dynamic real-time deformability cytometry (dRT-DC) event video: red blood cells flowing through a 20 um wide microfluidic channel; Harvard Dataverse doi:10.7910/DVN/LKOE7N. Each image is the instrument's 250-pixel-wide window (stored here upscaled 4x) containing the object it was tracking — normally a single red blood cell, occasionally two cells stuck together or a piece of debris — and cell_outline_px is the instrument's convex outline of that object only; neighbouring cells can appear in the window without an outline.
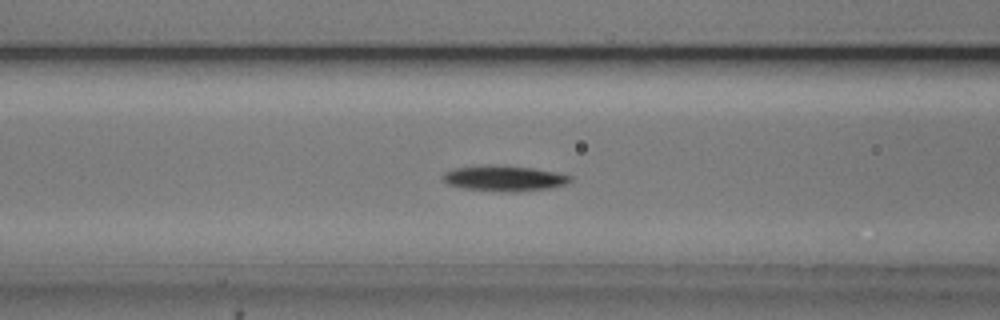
{"species": "common noctule bat (a hibernating species)", "species_latin": "Nyctalus noctula", "temperature_condition": "cold", "stored_images_in_passage": 54, "camera_frame_rate_fps": 3000, "um_per_image_px": 0.085, "animal": {"sex": "male", "body_mass_g": 20.5, "forearm_length_mm": 52.5}, "frame": {"image": 1, "passage_image": 22, "time_ms": 7.0, "image_size_px": [1000, 320], "cell_outline_px": [[572, 180], [564, 184], [548, 188], [504, 192], [460, 188], [448, 184], [440, 176], [444, 172], [452, 168], [480, 164], [504, 164], [560, 172], [572, 176]], "centroid_in_image_um": [42.79, 15.12], "position_along_channel_um": 123.8, "area_um2": 19.42}}
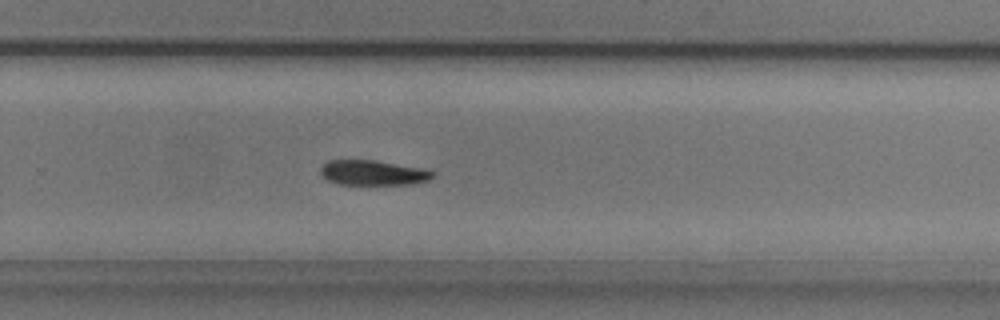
{"frame": {"image": 2, "passage_image": 36, "time_ms": 11.667, "image_size_px": [1000, 320], "cell_outline_px": [[436, 172], [428, 180], [408, 184], [340, 184], [328, 180], [320, 172], [320, 168], [328, 160], [376, 160], [424, 168]], "centroid_in_image_um": [31.72, 14.67], "position_along_channel_um": 298.1, "area_um2": 16.24}}
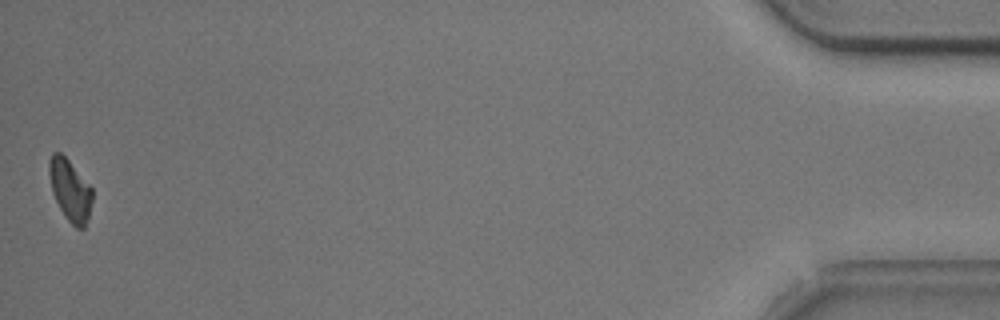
{"frame": {"image": 3, "passage_image": 54, "time_ms": 17.667, "image_size_px": [1000, 320], "cell_outline_px": [[92, 200], [88, 216], [84, 228], [76, 228], [64, 216], [52, 192], [48, 172], [48, 160], [52, 152], [60, 152], [68, 160], [92, 188]], "centroid_in_image_um": [5.93, 16.14], "position_along_channel_um": 429.3, "area_um2": 15.32}, "authors_computed_cell_mechanics": {"area_um2": 17.1088, "velocity_mm_per_s": 3.7489, "shape_relaxation_time_tau1_ms": 2.5813, "shape_relaxation_time_tau2_ms": null, "deformation_change_tau1": 0.0901, "deformation_change_tau2": null}}